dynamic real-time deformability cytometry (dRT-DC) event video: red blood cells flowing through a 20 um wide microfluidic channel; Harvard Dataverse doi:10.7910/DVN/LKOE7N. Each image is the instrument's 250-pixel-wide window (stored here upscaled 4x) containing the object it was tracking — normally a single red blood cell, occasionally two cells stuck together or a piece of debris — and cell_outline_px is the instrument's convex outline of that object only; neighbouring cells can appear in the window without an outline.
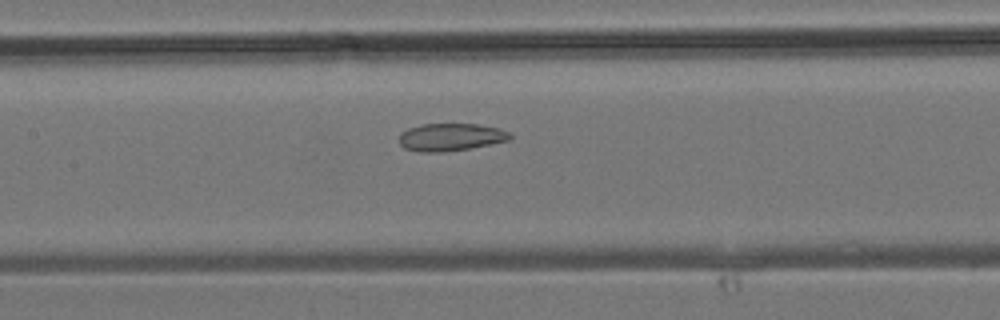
{"species": "common noctule bat (a hibernating species)", "species_latin": "Nyctalus noctula", "temperature_condition": "room temperature", "stored_images_in_passage": 21, "camera_frame_rate_fps": 3000, "um_per_image_px": 0.085, "animal": {"sex": "male", "body_mass_g": 19.2, "forearm_length_mm": 51.8}, "frame": {"image": 1, "passage_image": 7, "time_ms": 2.0, "image_size_px": [1000, 320], "cell_outline_px": [[512, 136], [508, 140], [468, 148], [440, 152], [424, 152], [404, 148], [400, 144], [400, 136], [408, 128], [420, 124], [476, 124], [500, 128], [508, 132]], "centroid_in_image_um": [38.3, 11.64], "position_along_channel_um": 169.1, "area_um2": 17.46}}
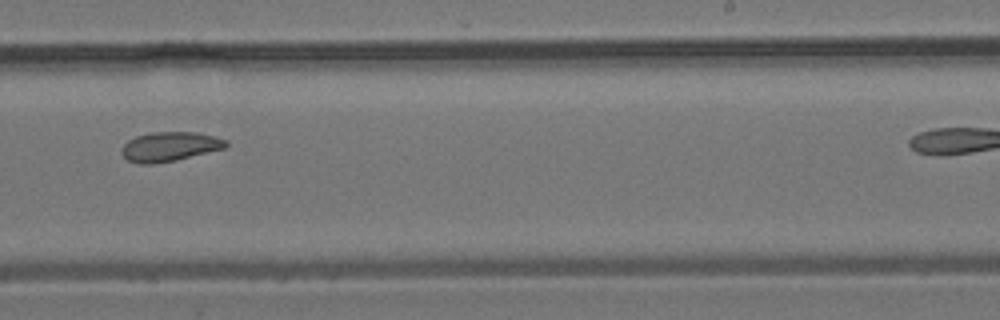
{"frame": {"image": 2, "passage_image": 13, "time_ms": 4.0, "image_size_px": [1000, 320], "cell_outline_px": [[228, 144], [224, 148], [176, 160], [152, 164], [140, 164], [128, 160], [120, 152], [120, 148], [128, 140], [136, 136], [152, 132], [200, 132], [228, 140]], "centroid_in_image_um": [14.41, 12.45], "position_along_channel_um": 274.6, "area_um2": 17.92}}
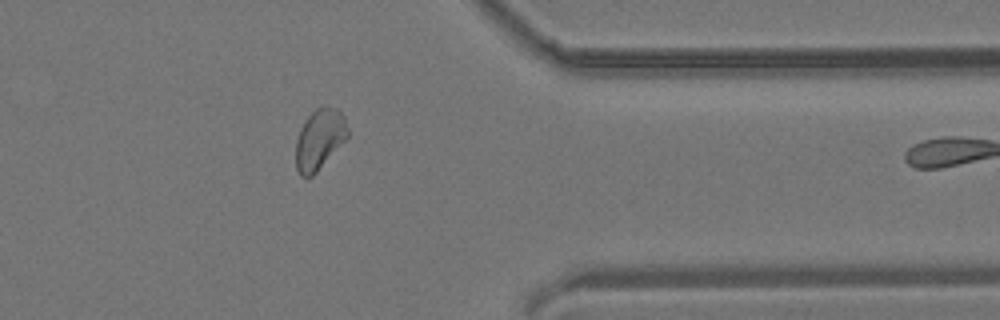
{"frame": {"image": 3, "passage_image": 20, "time_ms": 6.333, "image_size_px": [1000, 320], "cell_outline_px": [[348, 136], [316, 172], [312, 176], [300, 176], [296, 168], [296, 140], [300, 128], [308, 116], [316, 108], [336, 108], [344, 116], [348, 128]], "centroid_in_image_um": [27.14, 11.84], "position_along_channel_um": 384.3, "area_um2": 17.86}}